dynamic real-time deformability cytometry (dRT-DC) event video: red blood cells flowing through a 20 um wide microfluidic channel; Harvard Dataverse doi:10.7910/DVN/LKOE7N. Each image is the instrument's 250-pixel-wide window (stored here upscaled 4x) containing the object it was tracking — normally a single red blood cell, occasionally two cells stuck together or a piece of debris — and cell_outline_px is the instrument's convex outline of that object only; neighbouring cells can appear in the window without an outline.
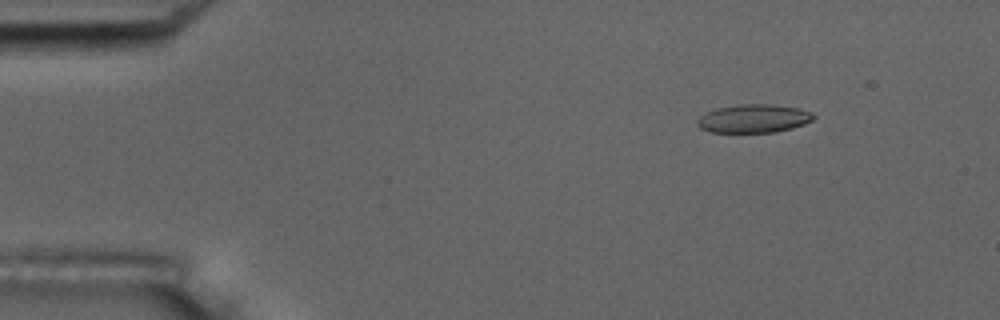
{"species": "common noctule bat (a hibernating species)", "species_latin": "Nyctalus noctula", "temperature_condition": "room temperature", "stored_images_in_passage": 54, "camera_frame_rate_fps": 3000, "um_per_image_px": 0.085, "animal": {"sex": "male", "body_mass_g": 17.5, "forearm_length_mm": 52.3}, "frame": {"image": 1, "passage_image": 7, "time_ms": 2.0, "image_size_px": [1000, 320], "cell_outline_px": [[816, 116], [812, 120], [804, 124], [792, 128], [776, 132], [712, 132], [700, 128], [696, 124], [696, 120], [700, 116], [716, 108], [736, 104], [776, 104], [800, 108], [812, 112]], "centroid_in_image_um": [64.08, 10.06], "position_along_channel_um": 20.9, "area_um2": 19.42}}
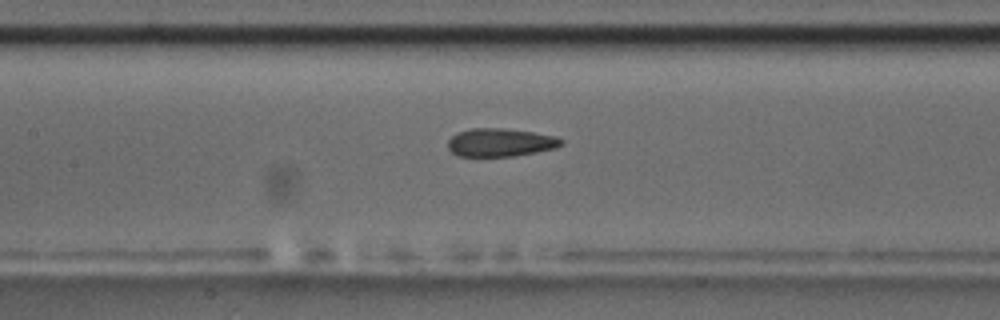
{"frame": {"image": 2, "passage_image": 25, "time_ms": 8.0, "image_size_px": [1000, 320], "cell_outline_px": [[564, 144], [556, 148], [536, 152], [512, 156], [456, 156], [448, 148], [448, 140], [456, 132], [472, 128], [504, 128], [532, 132], [556, 136], [564, 140]], "centroid_in_image_um": [42.53, 12.1], "position_along_channel_um": 164.9, "area_um2": 18.73}}
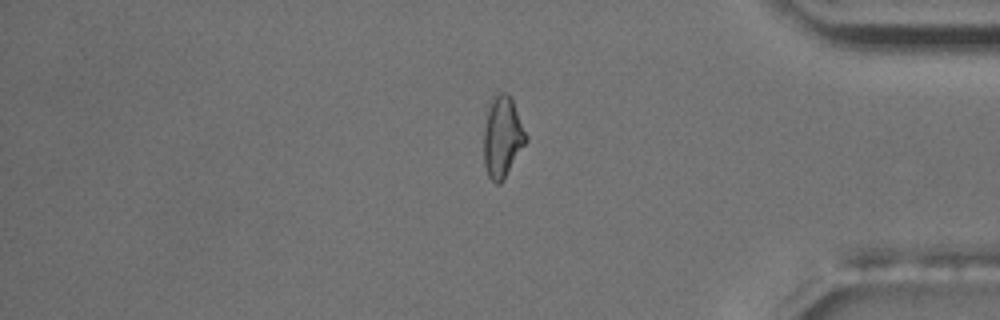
{"frame": {"image": 3, "passage_image": 45, "time_ms": 14.667, "image_size_px": [1000, 320], "cell_outline_px": [[528, 140], [500, 184], [496, 184], [488, 176], [484, 164], [484, 128], [488, 100], [496, 92], [508, 92], [512, 100], [528, 136]], "centroid_in_image_um": [42.69, 11.58], "position_along_channel_um": 392.5, "area_um2": 20.17}, "authors_computed_cell_mechanics": {"area_um2": 19.4208, "velocity_mm_per_s": 3.7741, "shape_relaxation_time_tau1_ms": null, "shape_relaxation_time_tau2_ms": 3.2457, "deformation_change_tau1": null, "deformation_change_tau2": 0.1034}}